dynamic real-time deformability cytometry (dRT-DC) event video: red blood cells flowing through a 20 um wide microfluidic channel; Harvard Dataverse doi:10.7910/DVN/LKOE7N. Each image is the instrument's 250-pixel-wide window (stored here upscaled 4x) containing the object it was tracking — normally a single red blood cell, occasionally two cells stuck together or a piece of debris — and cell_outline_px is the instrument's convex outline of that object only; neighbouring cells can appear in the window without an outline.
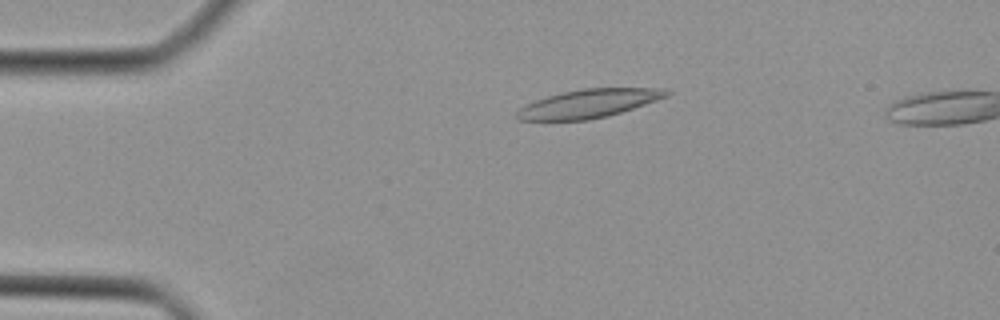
{"species": "Egyptian fruit bat (a non-hibernating species)", "species_latin": "Rousettus aegyptiacus", "temperature_condition": "cold", "stored_images_in_passage": 16, "camera_frame_rate_fps": 3000, "um_per_image_px": 0.085, "animal": {"sex": "female"}, "frame": {"image": 1, "passage_image": 7, "time_ms": 2.0, "image_size_px": [1000, 320], "cell_outline_px": [[672, 92], [668, 96], [608, 116], [588, 120], [516, 120], [516, 112], [520, 108], [536, 100], [548, 96], [564, 92], [584, 88], [656, 88]], "centroid_in_image_um": [50.02, 8.8], "position_along_channel_um": 35.0, "area_um2": 24.39}}
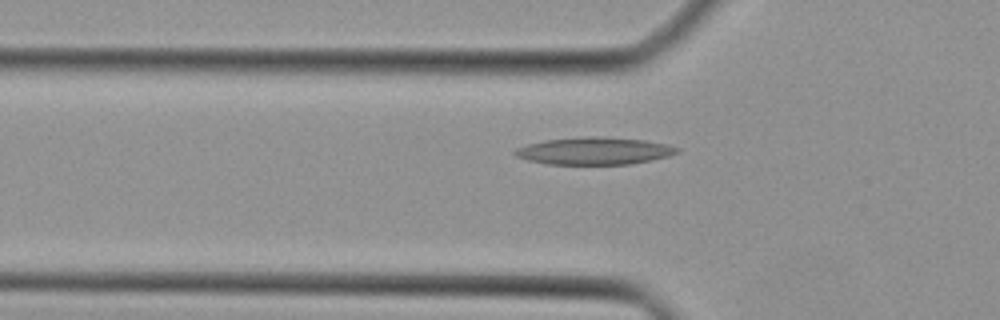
{"frame": {"image": 2, "passage_image": 12, "time_ms": 3.667, "image_size_px": [1000, 320], "cell_outline_px": [[680, 152], [668, 156], [652, 160], [628, 164], [548, 164], [528, 160], [516, 156], [512, 152], [516, 148], [528, 144], [544, 140], [588, 136], [592, 136], [644, 140], [668, 144], [680, 148]], "centroid_in_image_um": [50.53, 12.83], "position_along_channel_um": 75.3, "area_um2": 25.72}}
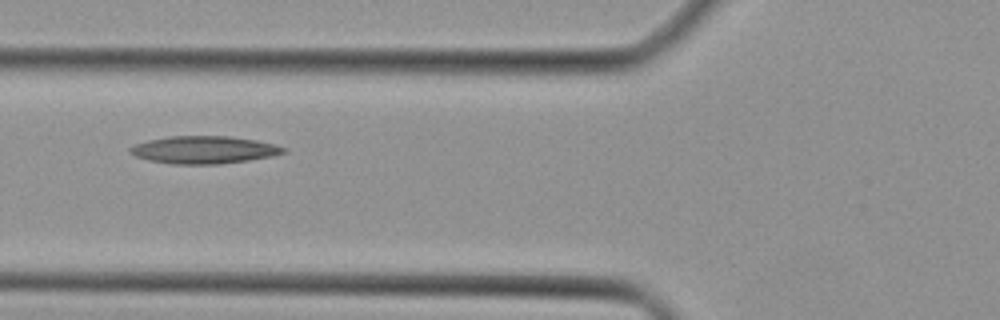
{"frame": {"image": 3, "passage_image": 14, "time_ms": 4.333, "image_size_px": [1000, 320], "cell_outline_px": [[288, 152], [272, 156], [248, 160], [220, 164], [172, 164], [148, 160], [136, 156], [128, 152], [128, 148], [136, 144], [148, 140], [168, 136], [228, 136], [256, 140], [276, 144], [288, 148]], "centroid_in_image_um": [17.36, 12.73], "position_along_channel_um": 108.4, "area_um2": 24.8}}